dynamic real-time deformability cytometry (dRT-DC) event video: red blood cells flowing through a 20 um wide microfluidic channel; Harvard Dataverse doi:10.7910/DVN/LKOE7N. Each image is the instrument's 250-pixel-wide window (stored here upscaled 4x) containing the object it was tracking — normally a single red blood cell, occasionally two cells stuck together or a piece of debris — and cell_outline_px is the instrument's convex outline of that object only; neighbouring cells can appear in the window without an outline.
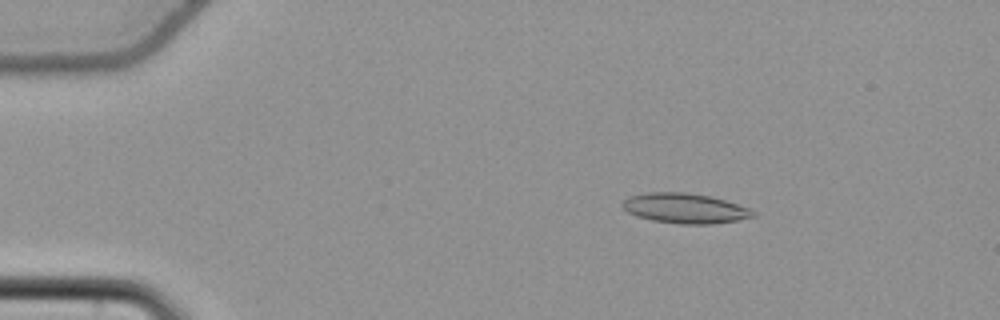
{"species": "common noctule bat (a hibernating species)", "species_latin": "Nyctalus noctula", "temperature_condition": "cold", "stored_images_in_passage": 26, "camera_frame_rate_fps": 3000, "um_per_image_px": 0.085, "animal": {"sex": "female", "body_mass_g": 22.7, "forearm_length_mm": 54.2}, "frame": {"image": 1, "passage_image": 10, "time_ms": 3.0, "image_size_px": [1000, 320], "cell_outline_px": [[756, 216], [740, 220], [712, 224], [680, 224], [652, 220], [636, 216], [628, 212], [620, 204], [628, 196], [648, 192], [684, 192], [708, 196], [724, 200], [748, 208], [756, 212]], "centroid_in_image_um": [58.21, 17.71], "position_along_channel_um": 26.8, "area_um2": 22.83}}
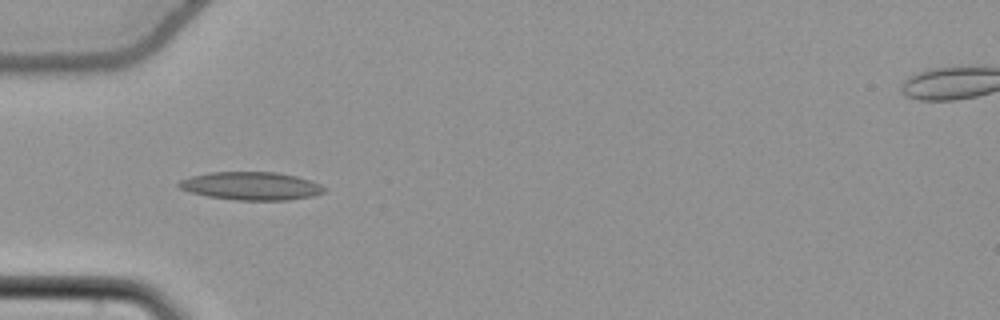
{"frame": {"image": 2, "passage_image": 19, "time_ms": 6.0, "image_size_px": [1000, 320], "cell_outline_px": [[328, 188], [324, 192], [312, 196], [288, 200], [236, 200], [208, 196], [192, 192], [180, 188], [176, 184], [180, 180], [192, 176], [208, 172], [276, 172], [296, 176], [320, 184]], "centroid_in_image_um": [21.36, 15.8], "position_along_channel_um": 63.6, "area_um2": 23.7}}